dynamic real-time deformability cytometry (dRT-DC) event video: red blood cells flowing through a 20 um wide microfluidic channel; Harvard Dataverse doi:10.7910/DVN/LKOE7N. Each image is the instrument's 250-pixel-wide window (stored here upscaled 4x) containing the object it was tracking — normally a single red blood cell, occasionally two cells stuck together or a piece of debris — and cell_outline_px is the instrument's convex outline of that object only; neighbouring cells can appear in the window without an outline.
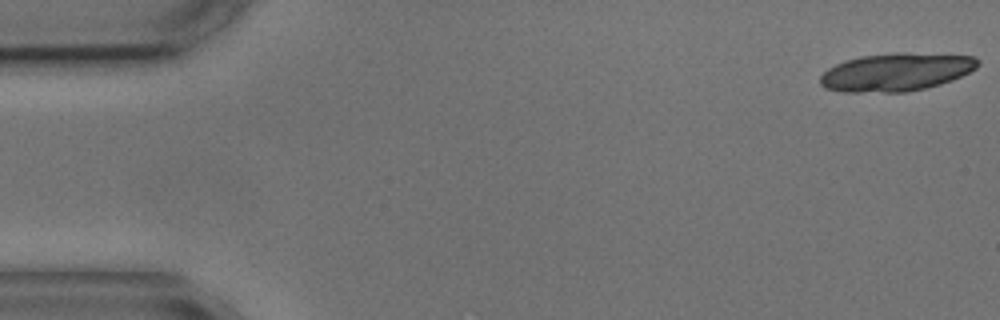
{"species": "common noctule bat (a hibernating species)", "species_latin": "Nyctalus noctula", "temperature_condition": "cold", "stored_images_in_passage": 5, "camera_frame_rate_fps": 3000, "um_per_image_px": 0.085, "animal": {"sex": "male", "body_mass_g": 17.9, "forearm_length_mm": 54.2}, "frame": {"image": 1, "passage_image": 1, "time_ms": 0.0, "image_size_px": [1000, 320], "cell_outline_px": [[980, 64], [976, 68], [952, 80], [940, 84], [924, 88], [904, 92], [844, 92], [824, 88], [820, 84], [820, 76], [828, 68], [836, 64], [860, 56], [896, 52], [976, 56], [980, 60]], "centroid_in_image_um": [76.17, 6.12], "position_along_channel_um": 8.8, "area_um2": 34.85}}